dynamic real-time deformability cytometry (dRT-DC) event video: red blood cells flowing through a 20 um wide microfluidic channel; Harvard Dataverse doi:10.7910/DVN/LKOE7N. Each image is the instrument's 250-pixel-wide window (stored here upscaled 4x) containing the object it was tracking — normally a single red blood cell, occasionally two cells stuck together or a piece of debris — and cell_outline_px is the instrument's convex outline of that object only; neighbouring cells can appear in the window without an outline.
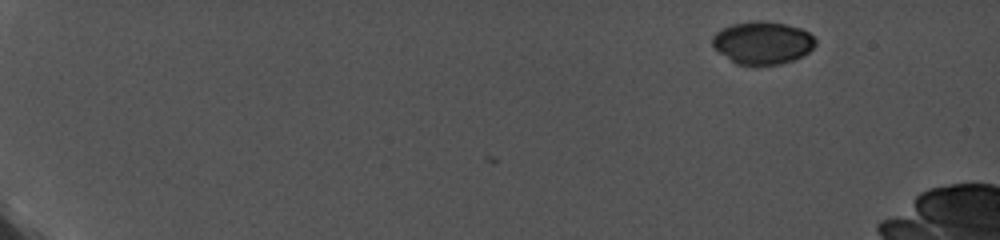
{"species": "common noctule bat (a hibernating species)", "species_latin": "Nyctalus noctula", "temperature_condition": "cold", "stored_images_in_passage": 4, "camera_frame_rate_fps": 5000, "um_per_image_px": 0.085, "animal": {"sex": "female", "body_mass_g": 19.0, "forearm_length_mm": 56.7}, "frame": {"image": 1, "passage_image": 1, "time_ms": 0.0, "image_size_px": [1000, 240], "cell_outline_px": [[816, 44], [804, 56], [780, 64], [752, 68], [736, 64], [712, 48], [712, 36], [720, 28], [732, 24], [752, 20], [764, 20], [784, 24], [800, 28], [808, 32], [816, 40]], "centroid_in_image_um": [64.77, 3.66], "position_along_channel_um": 20.2, "area_um2": 26.41}}